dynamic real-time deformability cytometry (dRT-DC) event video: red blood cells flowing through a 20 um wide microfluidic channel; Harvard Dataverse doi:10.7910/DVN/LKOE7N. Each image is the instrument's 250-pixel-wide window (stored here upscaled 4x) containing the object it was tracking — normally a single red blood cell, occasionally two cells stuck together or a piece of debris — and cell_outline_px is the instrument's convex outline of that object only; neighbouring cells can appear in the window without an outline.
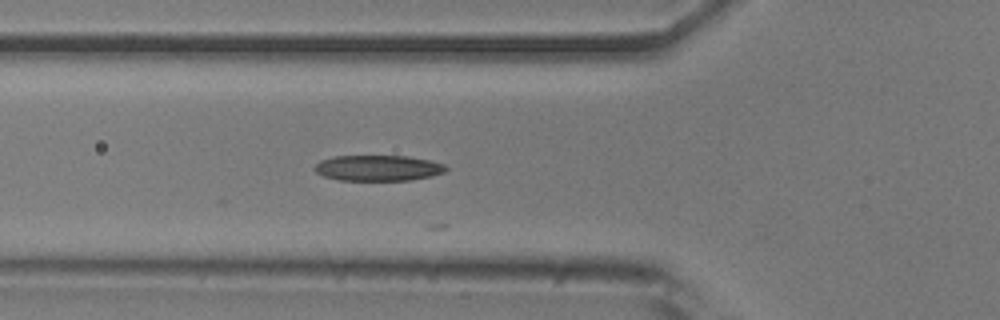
{"species": "common noctule bat (a hibernating species)", "species_latin": "Nyctalus noctula", "temperature_condition": "room temperature", "stored_images_in_passage": 11, "camera_frame_rate_fps": 3000, "um_per_image_px": 0.085, "animal": {"sex": "male", "body_mass_g": 20.5, "forearm_length_mm": 52.5}, "frame": {"image": 1, "passage_image": 8, "time_ms": 2.333, "image_size_px": [1000, 320], "cell_outline_px": [[448, 168], [444, 172], [432, 176], [412, 180], [340, 180], [324, 176], [316, 172], [312, 168], [320, 160], [332, 156], [408, 156], [428, 160], [444, 164]], "centroid_in_image_um": [32.12, 14.28], "position_along_channel_um": 93.7, "area_um2": 19.71}}